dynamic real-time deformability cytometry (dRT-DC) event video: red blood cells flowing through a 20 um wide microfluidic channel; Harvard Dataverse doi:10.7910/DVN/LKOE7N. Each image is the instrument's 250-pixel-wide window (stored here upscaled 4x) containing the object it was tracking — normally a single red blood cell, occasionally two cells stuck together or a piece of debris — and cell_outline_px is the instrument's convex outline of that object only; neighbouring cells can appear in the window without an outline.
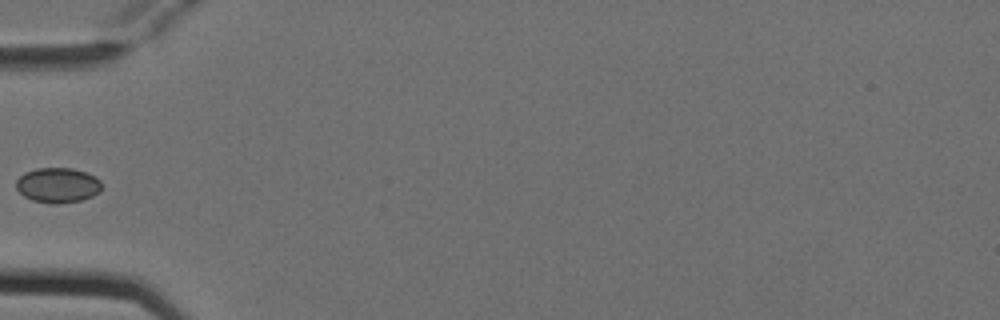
{"species": "Egyptian fruit bat (a non-hibernating species)", "species_latin": "Rousettus aegyptiacus", "temperature_condition": "cold", "stored_images_in_passage": 5, "camera_frame_rate_fps": 3000, "um_per_image_px": 0.085, "animal": {"sex": "female"}, "frame": {"image": 1, "passage_image": 4, "time_ms": 1.0, "image_size_px": [1000, 320], "cell_outline_px": [[100, 192], [92, 196], [80, 200], [56, 204], [32, 200], [24, 196], [16, 188], [16, 180], [24, 172], [36, 168], [72, 168], [96, 176], [100, 180]], "centroid_in_image_um": [4.89, 15.73], "position_along_channel_um": 80.1, "area_um2": 17.4}}
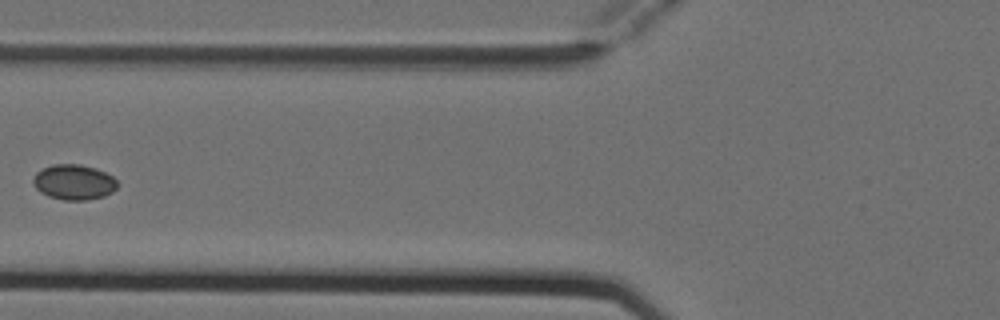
{"frame": {"image": 2, "passage_image": 5, "time_ms": 1.333, "image_size_px": [1000, 320], "cell_outline_px": [[116, 188], [112, 192], [104, 196], [84, 200], [64, 200], [48, 196], [40, 192], [32, 184], [32, 180], [36, 172], [52, 164], [80, 164], [96, 168], [112, 176], [116, 180]], "centroid_in_image_um": [6.25, 15.48], "position_along_channel_um": 119.6, "area_um2": 17.28}}